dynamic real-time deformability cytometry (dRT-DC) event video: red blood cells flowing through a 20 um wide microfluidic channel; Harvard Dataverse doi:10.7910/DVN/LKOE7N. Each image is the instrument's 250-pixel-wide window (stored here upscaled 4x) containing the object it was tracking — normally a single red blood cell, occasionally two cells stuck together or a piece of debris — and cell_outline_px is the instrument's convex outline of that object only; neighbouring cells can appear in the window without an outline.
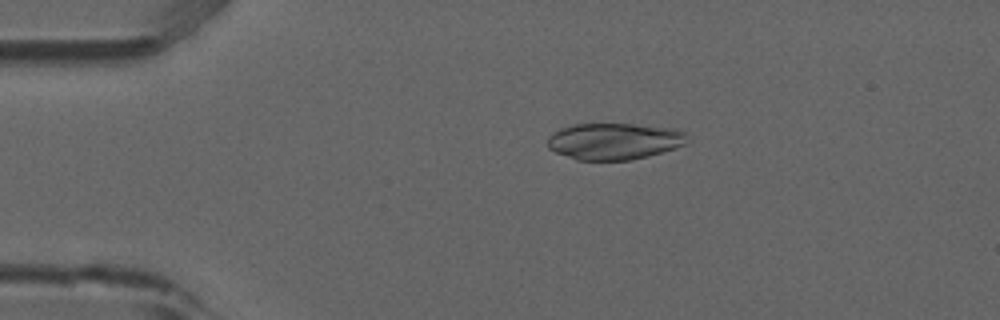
{"species": "common noctule bat (a hibernating species)", "species_latin": "Nyctalus noctula", "temperature_condition": "room temperature", "stored_images_in_passage": 4, "camera_frame_rate_fps": 3000, "um_per_image_px": 0.085, "animal": {"sex": "male", "forearm_length_mm": 52.5}, "frame": {"image": 1, "passage_image": 3, "time_ms": 0.667, "image_size_px": [1000, 320], "cell_outline_px": [[684, 144], [676, 148], [648, 156], [632, 160], [576, 160], [556, 152], [548, 148], [548, 136], [560, 128], [576, 124], [632, 124], [676, 128], [684, 132]], "centroid_in_image_um": [52.18, 12.01], "position_along_channel_um": 32.8, "area_um2": 29.65}}